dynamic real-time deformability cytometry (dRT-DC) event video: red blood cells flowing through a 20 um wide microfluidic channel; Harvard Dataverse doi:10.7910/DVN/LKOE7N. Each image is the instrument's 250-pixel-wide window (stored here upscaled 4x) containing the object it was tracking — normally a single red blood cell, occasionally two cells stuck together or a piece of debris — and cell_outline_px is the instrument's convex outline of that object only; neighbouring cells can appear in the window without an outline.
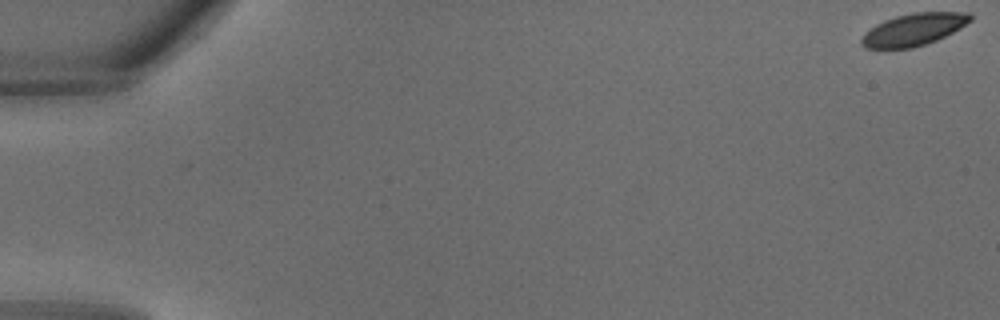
{"species": "common noctule bat (a hibernating species)", "species_latin": "Nyctalus noctula", "temperature_condition": "warm", "stored_images_in_passage": 35, "camera_frame_rate_fps": 3000, "um_per_image_px": 0.085, "animal": {"sex": "male", "body_mass_g": 18.8}, "frame": {"image": 1, "passage_image": 1, "time_ms": 0.0, "image_size_px": [1000, 320], "cell_outline_px": [[972, 20], [960, 28], [936, 40], [912, 48], [864, 48], [860, 44], [860, 40], [864, 32], [876, 24], [884, 20], [896, 16], [916, 12], [968, 12], [972, 16]], "centroid_in_image_um": [77.63, 2.5], "position_along_channel_um": 7.4, "area_um2": 20.35}}
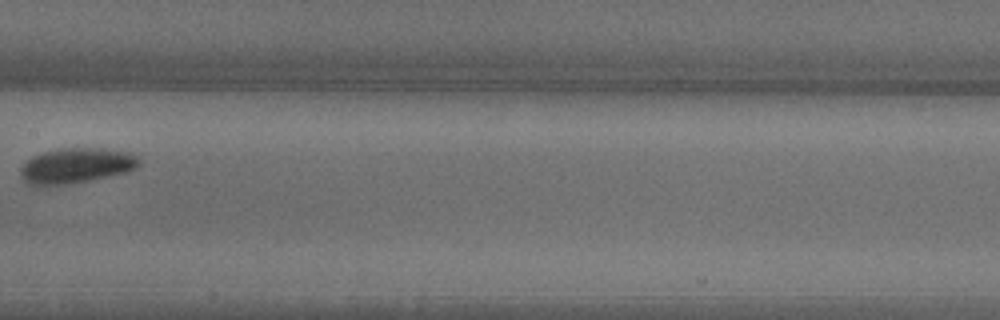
{"frame": {"image": 2, "passage_image": 19, "time_ms": 6.0, "image_size_px": [1000, 320], "cell_outline_px": [[140, 164], [136, 168], [128, 172], [88, 180], [64, 184], [28, 184], [20, 176], [20, 168], [32, 156], [44, 152], [60, 148], [104, 148], [128, 152], [136, 156], [140, 160]], "centroid_in_image_um": [6.5, 14.06], "position_along_channel_um": 200.9, "area_um2": 24.04}}
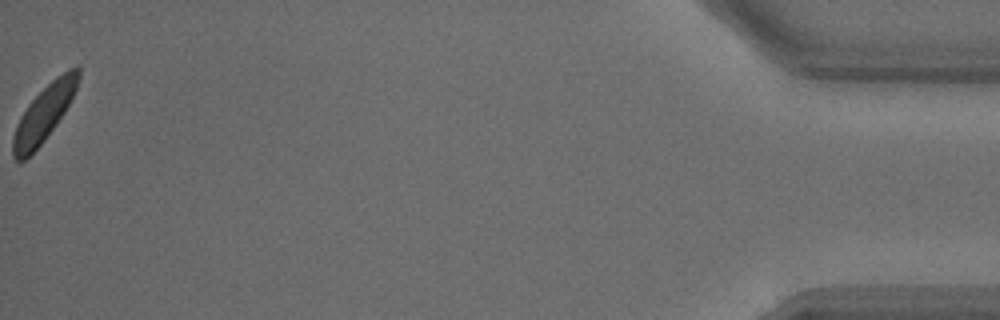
{"frame": {"image": 3, "passage_image": 35, "time_ms": 11.333, "image_size_px": [1000, 320], "cell_outline_px": [[80, 76], [76, 88], [64, 112], [56, 124], [44, 140], [24, 160], [16, 160], [12, 156], [12, 140], [16, 124], [20, 116], [28, 104], [56, 76], [68, 68], [80, 68]], "centroid_in_image_um": [3.71, 9.64], "position_along_channel_um": 431.5, "area_um2": 20.81}}